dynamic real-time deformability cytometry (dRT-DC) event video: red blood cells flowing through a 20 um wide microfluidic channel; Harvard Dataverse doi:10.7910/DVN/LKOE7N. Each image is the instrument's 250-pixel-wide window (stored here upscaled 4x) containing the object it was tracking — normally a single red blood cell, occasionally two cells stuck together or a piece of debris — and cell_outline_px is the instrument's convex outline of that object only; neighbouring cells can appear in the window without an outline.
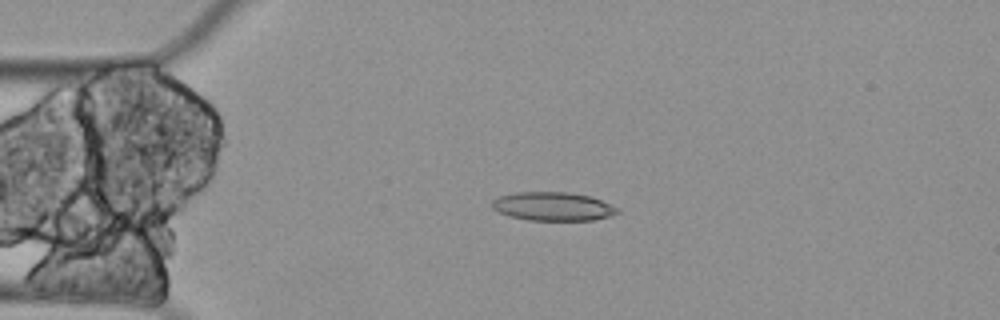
{"species": "Egyptian fruit bat (a non-hibernating species)", "species_latin": "Rousettus aegyptiacus", "temperature_condition": "cold", "stored_images_in_passage": 4, "camera_frame_rate_fps": 3000, "um_per_image_px": 0.085, "animal": {"sex": "female"}, "frame": {"image": 1, "passage_image": 3, "time_ms": 0.667, "image_size_px": [1000, 320], "cell_outline_px": [[620, 212], [612, 216], [592, 220], [528, 220], [508, 216], [492, 208], [492, 200], [500, 196], [516, 192], [572, 192], [588, 196], [600, 200], [620, 208]], "centroid_in_image_um": [47.02, 17.55], "position_along_channel_um": 38.0, "area_um2": 20.98}}